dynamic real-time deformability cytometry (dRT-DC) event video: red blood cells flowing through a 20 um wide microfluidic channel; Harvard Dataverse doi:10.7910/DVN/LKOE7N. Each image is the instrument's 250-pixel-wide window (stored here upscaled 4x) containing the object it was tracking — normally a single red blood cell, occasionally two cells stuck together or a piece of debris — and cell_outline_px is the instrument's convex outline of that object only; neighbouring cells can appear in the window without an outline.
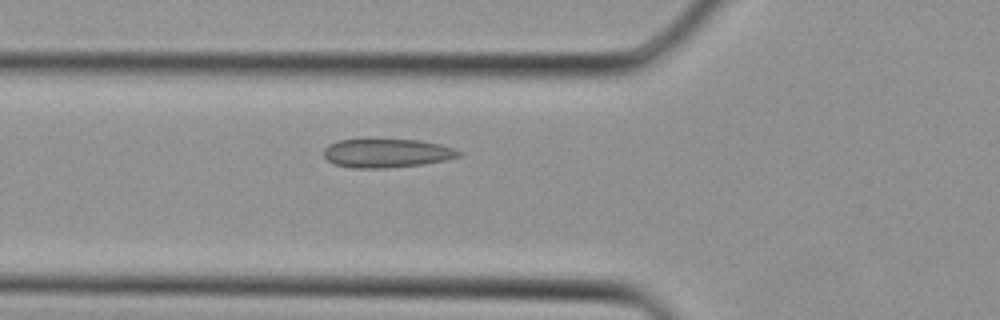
{"species": "Egyptian fruit bat (a non-hibernating species)", "species_latin": "Rousettus aegyptiacus", "temperature_condition": "cold", "stored_images_in_passage": 21, "camera_frame_rate_fps": 3000, "um_per_image_px": 0.085, "animal": {"sex": "female"}, "frame": {"image": 1, "passage_image": 2, "time_ms": 0.333, "image_size_px": [1000, 320], "cell_outline_px": [[460, 156], [444, 160], [424, 164], [388, 168], [352, 168], [336, 164], [328, 160], [324, 156], [324, 148], [328, 144], [340, 140], [368, 136], [416, 140], [440, 144], [452, 148], [460, 152]], "centroid_in_image_um": [32.8, 12.97], "position_along_channel_um": 93.0, "area_um2": 23.41}}
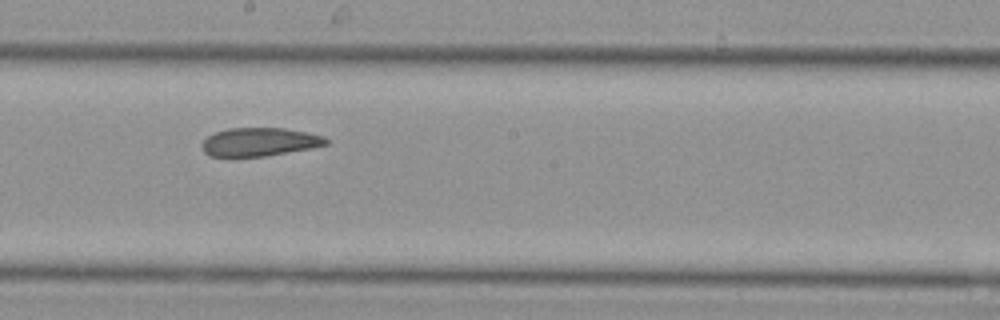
{"frame": {"image": 2, "passage_image": 9, "time_ms": 2.667, "image_size_px": [1000, 320], "cell_outline_px": [[328, 144], [312, 148], [264, 156], [208, 156], [204, 152], [200, 144], [208, 136], [216, 132], [228, 128], [284, 128], [308, 132], [324, 136], [328, 140]], "centroid_in_image_um": [22.06, 12.06], "position_along_channel_um": 226.1, "area_um2": 20.52}}
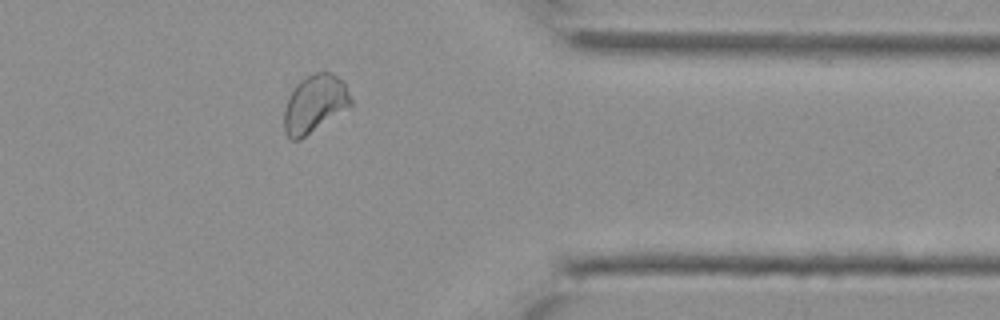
{"frame": {"image": 3, "passage_image": 18, "time_ms": 5.667, "image_size_px": [1000, 320], "cell_outline_px": [[352, 104], [300, 140], [292, 140], [284, 132], [284, 112], [288, 96], [292, 88], [300, 80], [316, 72], [332, 72], [344, 80], [352, 100]], "centroid_in_image_um": [26.73, 8.8], "position_along_channel_um": 384.7, "area_um2": 22.37}}